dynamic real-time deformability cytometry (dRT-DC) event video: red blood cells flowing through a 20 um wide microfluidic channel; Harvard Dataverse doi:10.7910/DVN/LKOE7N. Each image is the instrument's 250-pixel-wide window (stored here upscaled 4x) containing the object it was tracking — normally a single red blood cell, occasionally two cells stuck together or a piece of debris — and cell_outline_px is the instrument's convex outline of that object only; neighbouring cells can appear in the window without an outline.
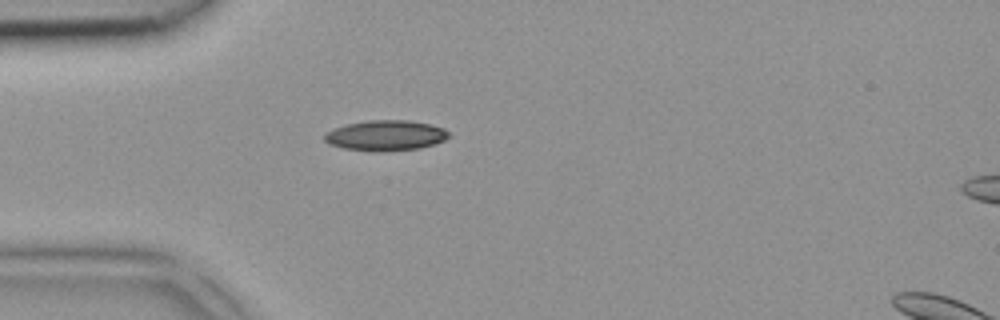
{"species": "common noctule bat (a hibernating species)", "species_latin": "Nyctalus noctula", "temperature_condition": "room temperature", "stored_images_in_passage": 2, "camera_frame_rate_fps": 3000, "um_per_image_px": 0.085, "animal": {"sex": "female", "body_mass_g": 18.4}, "frame": {"image": 1, "passage_image": 1, "time_ms": 0.0, "image_size_px": [1000, 320], "cell_outline_px": [[448, 136], [444, 140], [436, 144], [420, 148], [376, 152], [344, 148], [328, 144], [324, 140], [324, 132], [332, 128], [348, 124], [368, 120], [412, 120], [444, 128], [448, 132]], "centroid_in_image_um": [32.75, 11.51], "position_along_channel_um": 52.3, "area_um2": 22.14}}